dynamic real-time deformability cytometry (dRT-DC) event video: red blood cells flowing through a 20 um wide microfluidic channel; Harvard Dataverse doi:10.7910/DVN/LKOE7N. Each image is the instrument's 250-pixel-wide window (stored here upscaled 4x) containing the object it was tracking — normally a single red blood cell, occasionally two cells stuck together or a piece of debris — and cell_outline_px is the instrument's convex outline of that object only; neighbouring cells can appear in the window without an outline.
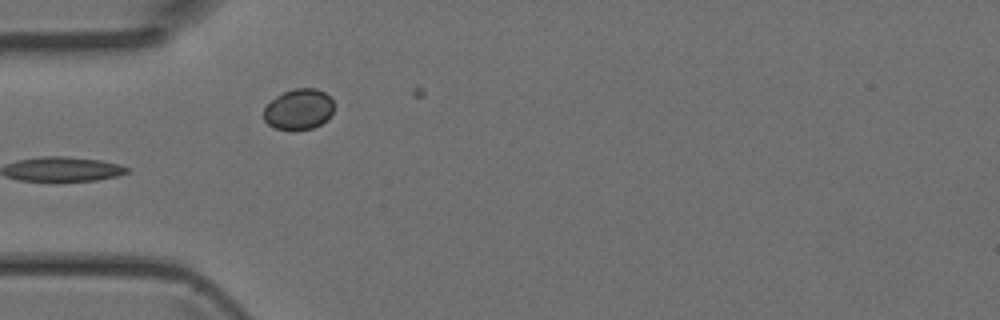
{"species": "Egyptian fruit bat (a non-hibernating species)", "species_latin": "Rousettus aegyptiacus", "temperature_condition": "room temperature", "stored_images_in_passage": 4, "camera_frame_rate_fps": 3000, "um_per_image_px": 0.085, "animal": {"sex": "female"}, "frame": {"image": 1, "passage_image": 3, "time_ms": 0.667, "image_size_px": [1000, 320], "cell_outline_px": [[332, 112], [328, 120], [312, 128], [276, 128], [268, 124], [264, 120], [264, 108], [276, 96], [284, 92], [296, 88], [316, 88], [324, 92], [332, 100]], "centroid_in_image_um": [25.4, 9.26], "position_along_channel_um": 59.6, "area_um2": 16.24}}